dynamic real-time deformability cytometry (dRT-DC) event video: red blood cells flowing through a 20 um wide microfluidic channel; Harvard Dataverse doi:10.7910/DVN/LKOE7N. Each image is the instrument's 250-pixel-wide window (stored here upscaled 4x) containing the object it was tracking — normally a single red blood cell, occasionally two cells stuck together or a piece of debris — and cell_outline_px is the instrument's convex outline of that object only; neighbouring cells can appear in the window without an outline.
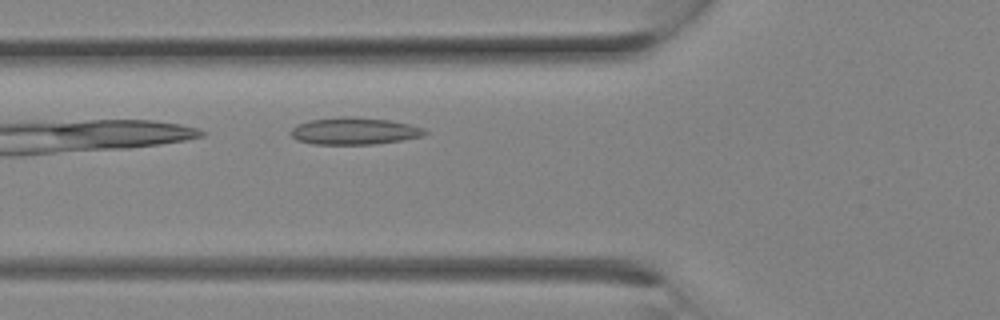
{"species": "Egyptian fruit bat (a non-hibernating species)", "species_latin": "Rousettus aegyptiacus", "temperature_condition": "room temperature", "stored_images_in_passage": 6, "camera_frame_rate_fps": 3000, "um_per_image_px": 0.085, "animal": {"sex": "female"}, "frame": {"image": 1, "passage_image": 6, "time_ms": 1.667, "image_size_px": [1000, 320], "cell_outline_px": [[428, 132], [424, 136], [376, 144], [312, 144], [296, 140], [288, 132], [296, 124], [308, 120], [340, 116], [352, 116], [388, 120], [408, 124], [424, 128]], "centroid_in_image_um": [30.06, 11.13], "position_along_channel_um": 95.7, "area_um2": 21.33}}